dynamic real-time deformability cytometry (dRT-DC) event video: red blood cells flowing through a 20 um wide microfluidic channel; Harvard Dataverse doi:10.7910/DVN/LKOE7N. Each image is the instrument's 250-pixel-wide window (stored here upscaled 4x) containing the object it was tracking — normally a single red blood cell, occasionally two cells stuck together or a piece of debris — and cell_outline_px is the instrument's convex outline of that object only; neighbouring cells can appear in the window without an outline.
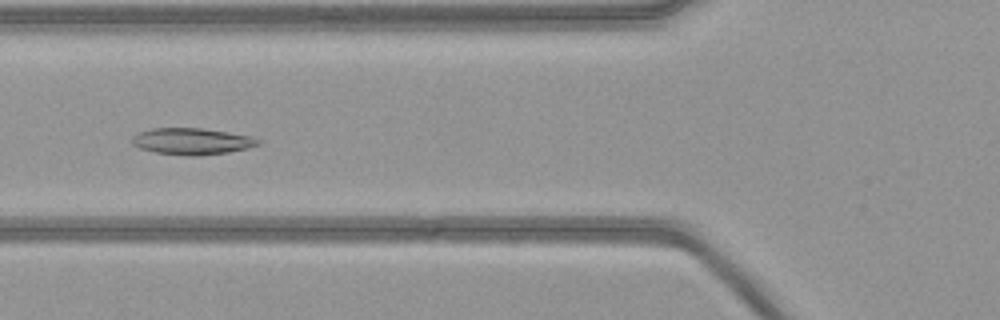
{"species": "common noctule bat (a hibernating species)", "species_latin": "Nyctalus noctula", "temperature_condition": "warm", "stored_images_in_passage": 55, "segment_of_instrument_passage": [1, 2], "camera_frame_rate_fps": 3000, "um_per_image_px": 0.085, "animal": {"sex": "female", "body_mass_g": 21.9}, "frame": {"image": 1, "passage_image": 20, "time_ms": 6.333, "image_size_px": [1000, 320], "cell_outline_px": [[260, 144], [228, 152], [200, 156], [188, 156], [156, 152], [140, 148], [132, 144], [132, 136], [140, 132], [152, 128], [200, 128], [228, 132], [248, 136], [260, 140]], "centroid_in_image_um": [16.27, 12.01], "position_along_channel_um": 109.5, "area_um2": 19.25}}
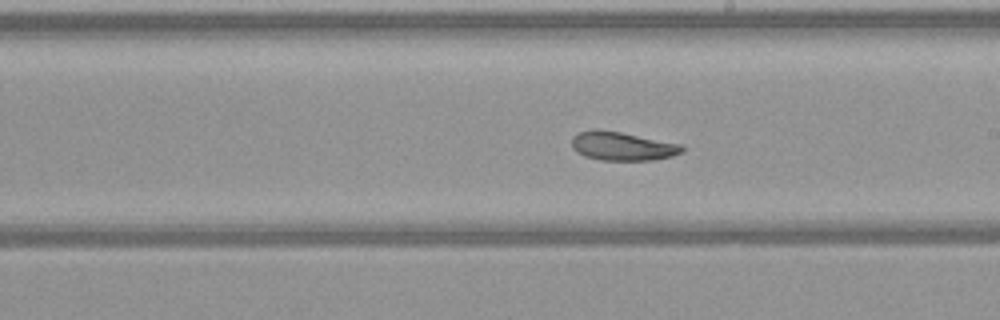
{"frame": {"image": 2, "passage_image": 30, "time_ms": 9.667, "image_size_px": [1000, 320], "cell_outline_px": [[684, 148], [680, 152], [672, 156], [652, 160], [600, 160], [584, 156], [576, 152], [572, 148], [572, 136], [580, 132], [592, 128], [600, 128], [684, 144]], "centroid_in_image_um": [52.87, 12.4], "position_along_channel_um": 236.1, "area_um2": 18.73}}
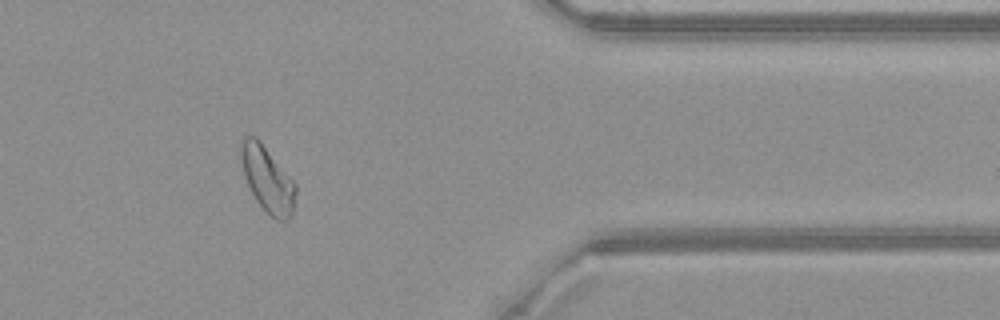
{"frame": {"image": 3, "passage_image": 44, "time_ms": 14.333, "image_size_px": [1000, 320], "cell_outline_px": [[296, 192], [292, 216], [288, 220], [276, 220], [256, 200], [244, 176], [240, 160], [240, 140], [244, 136], [256, 136], [260, 140], [296, 184]], "centroid_in_image_um": [22.72, 15.2], "position_along_channel_um": 388.7, "area_um2": 20.87}}